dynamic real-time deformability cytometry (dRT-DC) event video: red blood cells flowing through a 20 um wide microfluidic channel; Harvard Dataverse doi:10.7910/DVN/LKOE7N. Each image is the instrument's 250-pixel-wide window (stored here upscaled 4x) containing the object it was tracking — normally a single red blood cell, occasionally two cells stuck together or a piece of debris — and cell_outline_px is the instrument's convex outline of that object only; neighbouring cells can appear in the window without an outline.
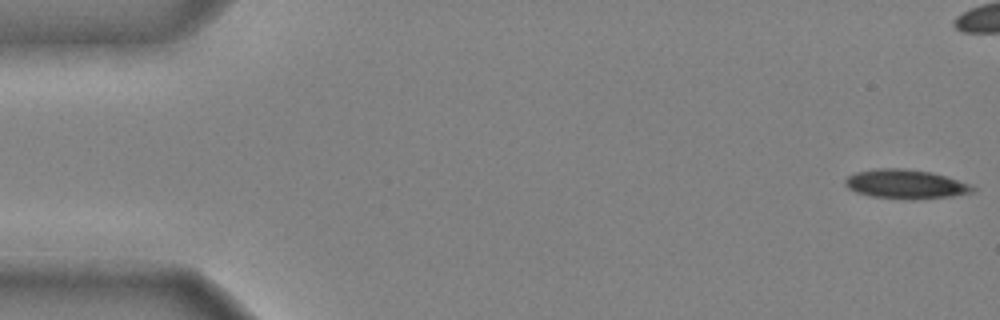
{"species": "common noctule bat (a hibernating species)", "species_latin": "Nyctalus noctula", "temperature_condition": "cold", "stored_images_in_passage": 41, "camera_frame_rate_fps": 3000, "um_per_image_px": 0.085, "animal": {"sex": "male", "body_mass_g": 20.4}, "frame": {"image": 1, "passage_image": 1, "time_ms": 0.0, "image_size_px": [1000, 320], "cell_outline_px": [[976, 188], [972, 192], [952, 196], [912, 200], [872, 196], [856, 192], [848, 188], [844, 184], [844, 180], [848, 176], [856, 172], [876, 168], [904, 168], [932, 172], [972, 184]], "centroid_in_image_um": [76.98, 15.65], "position_along_channel_um": 8.0, "area_um2": 21.79}}
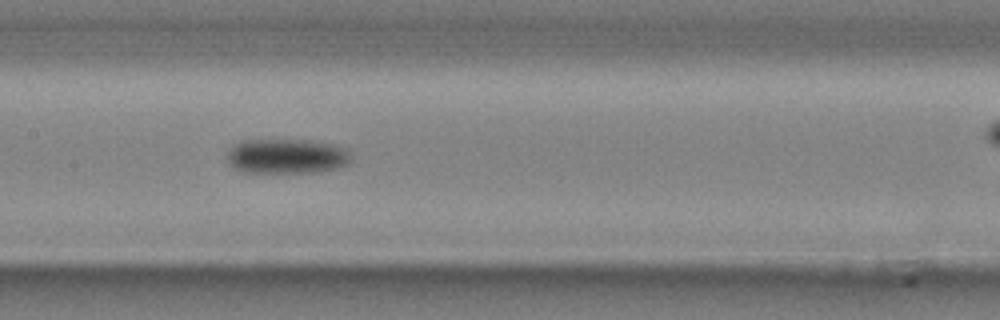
{"frame": {"image": 2, "passage_image": 24, "time_ms": 7.667, "image_size_px": [1000, 320], "cell_outline_px": [[352, 160], [348, 164], [340, 168], [320, 172], [244, 172], [228, 164], [228, 152], [232, 144], [240, 140], [312, 140], [332, 144], [348, 148], [352, 156]], "centroid_in_image_um": [24.42, 13.27], "position_along_channel_um": 183.0, "area_um2": 25.61}}
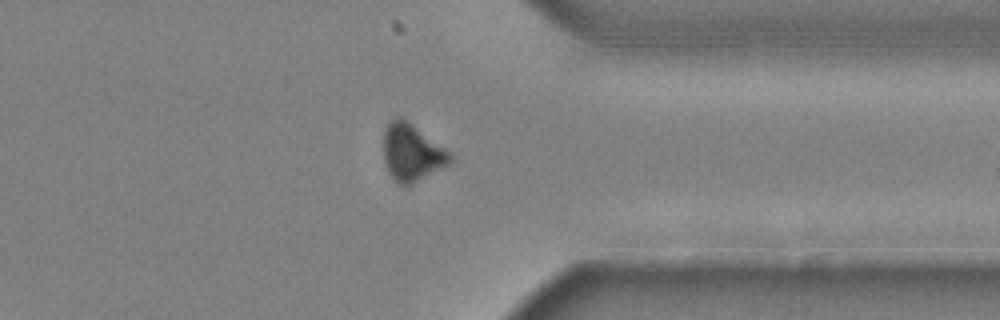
{"frame": {"image": 3, "passage_image": 39, "time_ms": 12.667, "image_size_px": [1000, 320], "cell_outline_px": [[452, 160], [448, 164], [412, 184], [400, 184], [388, 172], [384, 160], [384, 132], [388, 124], [396, 116], [400, 116], [408, 120], [444, 148], [452, 156]], "centroid_in_image_um": [34.98, 12.94], "position_along_channel_um": 376.4, "area_um2": 21.68}}